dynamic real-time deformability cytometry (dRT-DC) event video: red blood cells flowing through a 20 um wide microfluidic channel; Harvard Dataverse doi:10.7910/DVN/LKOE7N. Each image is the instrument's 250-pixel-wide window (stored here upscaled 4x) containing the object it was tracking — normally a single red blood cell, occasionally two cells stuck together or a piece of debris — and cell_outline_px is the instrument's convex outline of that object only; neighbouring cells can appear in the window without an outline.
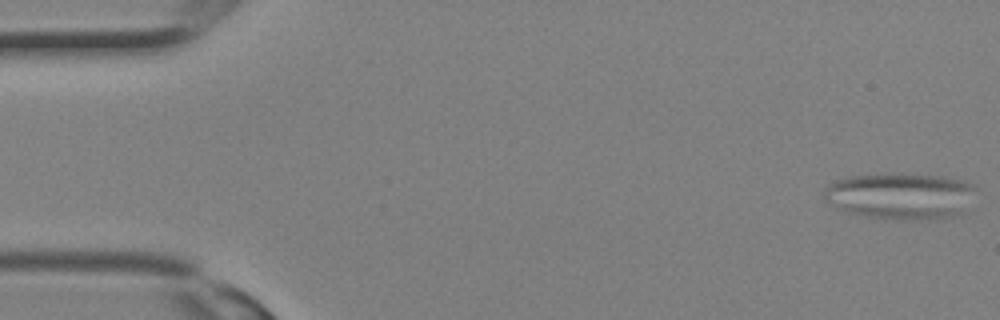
{"species": "Egyptian fruit bat (a non-hibernating species)", "species_latin": "Rousettus aegyptiacus", "temperature_condition": "room temperature", "stored_images_in_passage": 12, "camera_frame_rate_fps": 3000, "um_per_image_px": 0.085, "animal": {"sex": "female"}, "frame": {"image": 1, "passage_image": 1, "time_ms": 0.0, "image_size_px": [1000, 320], "cell_outline_px": [[972, 188], [964, 216], [944, 220], [896, 220], [868, 216], [848, 212], [828, 204], [824, 200], [824, 192], [836, 180], [848, 176], [940, 176], [960, 180], [972, 184]], "centroid_in_image_um": [76.57, 16.74], "position_along_channel_um": 8.4, "area_um2": 40.34}}
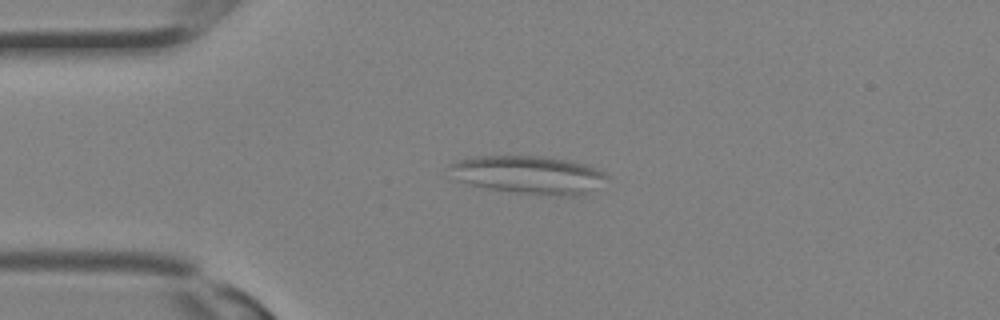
{"frame": {"image": 2, "passage_image": 8, "time_ms": 2.333, "image_size_px": [1000, 320], "cell_outline_px": [[612, 176], [584, 196], [548, 196], [516, 192], [488, 188], [456, 180], [448, 176], [452, 164], [456, 160], [476, 156], [540, 156], [568, 160], [584, 164], [596, 168]], "centroid_in_image_um": [44.97, 14.87], "position_along_channel_um": 40.0, "area_um2": 35.2}}